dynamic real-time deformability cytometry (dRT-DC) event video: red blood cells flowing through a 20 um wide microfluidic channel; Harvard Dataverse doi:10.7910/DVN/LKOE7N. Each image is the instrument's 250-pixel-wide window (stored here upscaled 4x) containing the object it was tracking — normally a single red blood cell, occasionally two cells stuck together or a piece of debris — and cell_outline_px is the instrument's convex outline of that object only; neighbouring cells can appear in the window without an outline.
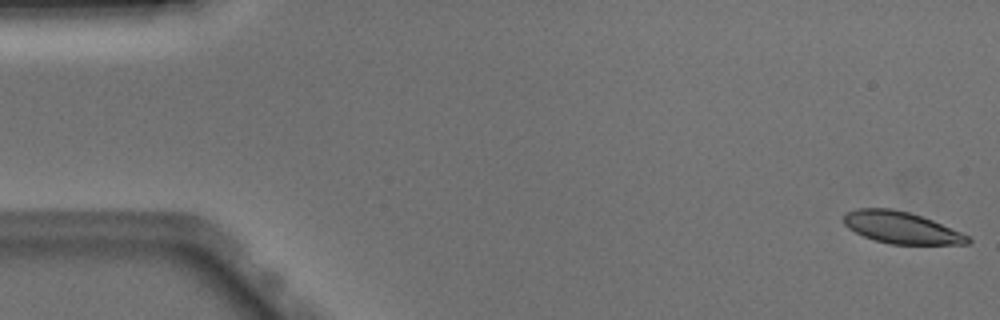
{"species": "Egyptian fruit bat (a non-hibernating species)", "species_latin": "Rousettus aegyptiacus", "temperature_condition": "warm", "stored_images_in_passage": 16, "camera_frame_rate_fps": 3000, "um_per_image_px": 0.085, "animal": {"sex": "male"}, "frame": {"image": 1, "passage_image": 1, "time_ms": 0.0, "image_size_px": [1000, 320], "cell_outline_px": [[972, 240], [968, 244], [888, 244], [864, 236], [848, 228], [844, 224], [844, 212], [856, 208], [892, 208], [908, 212], [932, 220], [960, 232], [968, 236]], "centroid_in_image_um": [76.57, 19.34], "position_along_channel_um": 8.4, "area_um2": 22.83}}
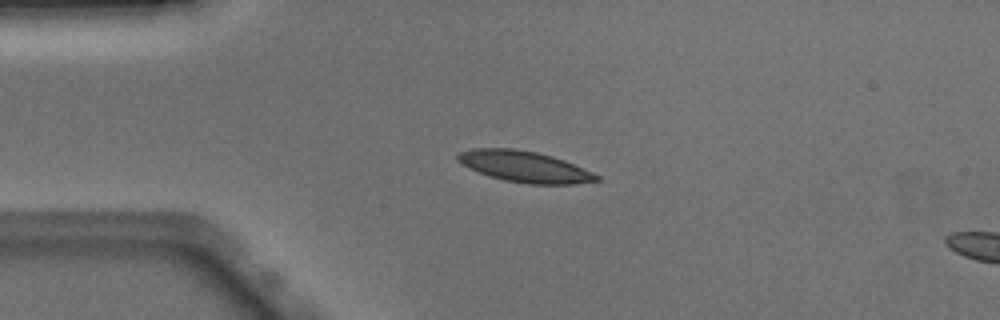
{"frame": {"image": 2, "passage_image": 12, "time_ms": 3.667, "image_size_px": [1000, 320], "cell_outline_px": [[600, 180], [576, 184], [528, 184], [504, 180], [468, 168], [460, 164], [456, 160], [456, 156], [460, 152], [472, 148], [516, 148], [536, 152], [552, 156], [564, 160], [592, 172], [600, 176]], "centroid_in_image_um": [44.57, 14.15], "position_along_channel_um": 40.4, "area_um2": 25.14}}